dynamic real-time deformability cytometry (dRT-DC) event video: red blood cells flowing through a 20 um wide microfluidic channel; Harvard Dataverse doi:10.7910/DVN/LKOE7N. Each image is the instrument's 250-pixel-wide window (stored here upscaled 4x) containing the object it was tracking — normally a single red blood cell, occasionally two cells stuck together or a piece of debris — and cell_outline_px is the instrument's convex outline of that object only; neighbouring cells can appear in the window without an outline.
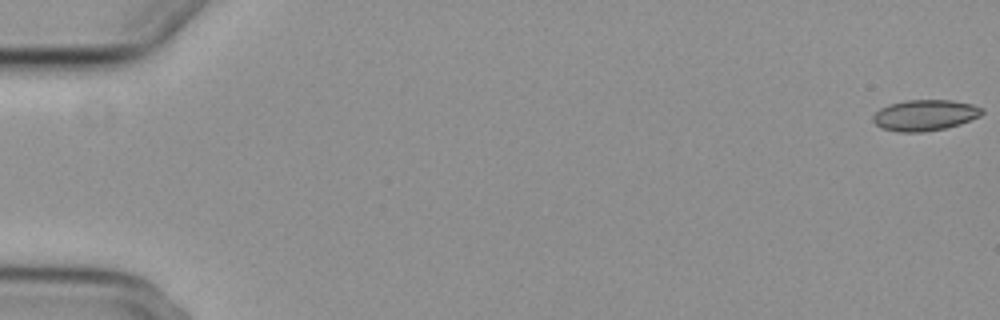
{"species": "common noctule bat (a hibernating species)", "species_latin": "Nyctalus noctula", "temperature_condition": "cold", "stored_images_in_passage": 5, "camera_frame_rate_fps": 3000, "um_per_image_px": 0.085, "animal": {"sex": "female", "body_mass_g": 29.2, "forearm_length_mm": 56.3}, "frame": {"image": 1, "passage_image": 1, "time_ms": 0.0, "image_size_px": [1000, 320], "cell_outline_px": [[984, 112], [980, 116], [960, 124], [944, 128], [924, 132], [900, 132], [880, 128], [872, 120], [872, 116], [880, 108], [888, 104], [908, 100], [952, 100], [972, 104], [984, 108]], "centroid_in_image_um": [78.61, 9.79], "position_along_channel_um": 6.4, "area_um2": 19.77}}